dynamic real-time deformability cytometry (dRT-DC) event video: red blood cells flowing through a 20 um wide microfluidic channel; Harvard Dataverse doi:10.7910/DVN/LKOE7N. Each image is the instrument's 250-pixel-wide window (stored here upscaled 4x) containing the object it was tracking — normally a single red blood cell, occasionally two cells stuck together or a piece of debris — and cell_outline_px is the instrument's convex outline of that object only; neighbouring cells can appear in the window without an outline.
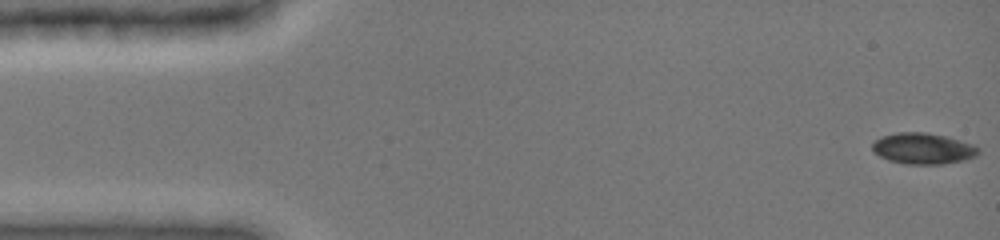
{"species": "common noctule bat (a hibernating species)", "species_latin": "Nyctalus noctula", "temperature_condition": "cold", "stored_images_in_passage": 27, "camera_frame_rate_fps": 3000, "um_per_image_px": 0.085, "animal": {"sex": "female", "body_mass_g": 19.0, "forearm_length_mm": 51.5}, "frame": {"image": 1, "passage_image": 1, "time_ms": 0.0, "image_size_px": [1000, 240], "cell_outline_px": [[980, 152], [976, 156], [964, 160], [944, 164], [904, 164], [888, 160], [880, 156], [872, 148], [872, 144], [880, 136], [896, 132], [924, 132], [948, 136], [972, 144], [980, 148]], "centroid_in_image_um": [78.48, 12.62], "position_along_channel_um": 6.5, "area_um2": 19.36}}
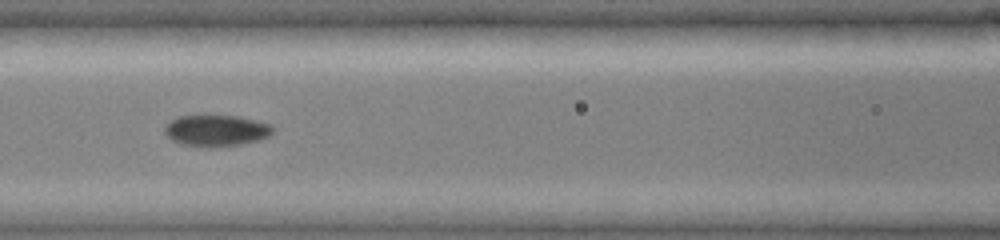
{"frame": {"image": 2, "passage_image": 16, "time_ms": 6.667, "image_size_px": [1000, 240], "cell_outline_px": [[272, 132], [268, 136], [260, 140], [240, 144], [212, 148], [208, 148], [184, 144], [172, 140], [164, 132], [164, 128], [172, 120], [180, 116], [240, 116], [272, 124]], "centroid_in_image_um": [18.41, 11.11], "position_along_channel_um": 148.2, "area_um2": 19.65}}
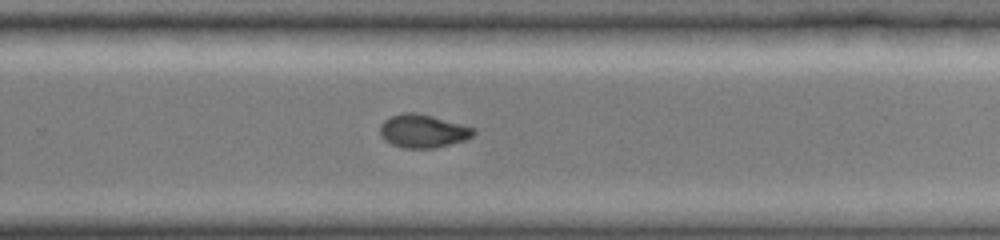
{"frame": {"image": 3, "passage_image": 27, "time_ms": 10.333, "image_size_px": [1000, 240], "cell_outline_px": [[476, 132], [472, 136], [464, 140], [436, 148], [404, 148], [392, 144], [384, 140], [380, 136], [380, 124], [384, 120], [392, 116], [404, 112], [416, 112], [432, 116], [476, 128]], "centroid_in_image_um": [35.94, 11.14], "position_along_channel_um": 293.9, "area_um2": 18.15}}